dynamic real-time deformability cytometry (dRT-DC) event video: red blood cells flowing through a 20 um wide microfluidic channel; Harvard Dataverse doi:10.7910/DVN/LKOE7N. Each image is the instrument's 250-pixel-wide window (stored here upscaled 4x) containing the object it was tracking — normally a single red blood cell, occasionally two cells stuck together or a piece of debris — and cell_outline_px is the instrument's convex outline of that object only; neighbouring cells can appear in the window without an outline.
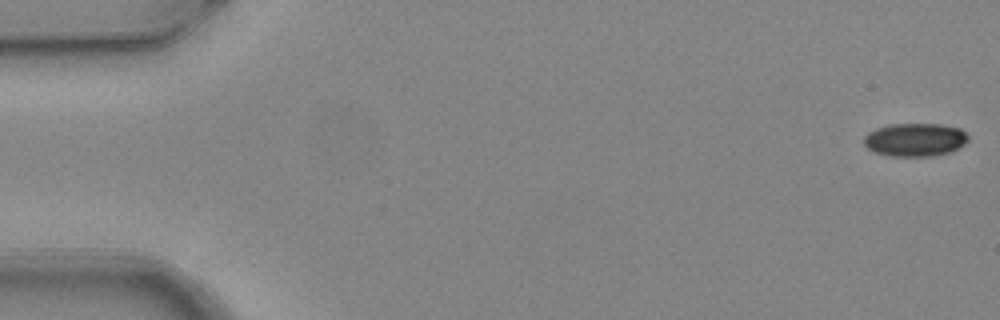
{"species": "common noctule bat (a hibernating species)", "species_latin": "Nyctalus noctula", "temperature_condition": "warm", "stored_images_in_passage": 6, "camera_frame_rate_fps": 3000, "um_per_image_px": 0.085, "animal": {"sex": "female", "body_mass_g": 24.6, "forearm_length_mm": 56.2}, "frame": {"image": 1, "passage_image": 1, "time_ms": 0.0, "image_size_px": [1000, 320], "cell_outline_px": [[968, 140], [964, 144], [948, 152], [932, 156], [892, 156], [872, 152], [864, 144], [864, 136], [868, 132], [876, 128], [888, 124], [940, 124], [960, 128], [968, 136]], "centroid_in_image_um": [77.74, 11.87], "position_along_channel_um": 7.3, "area_um2": 20.17}}
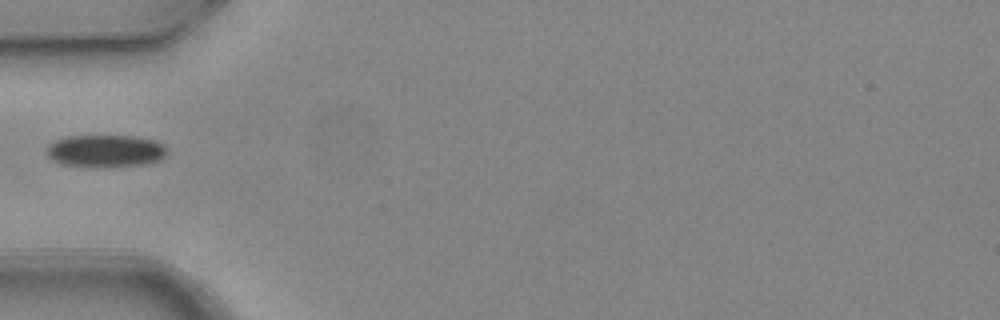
{"frame": {"image": 2, "passage_image": 5, "time_ms": 1.333, "image_size_px": [1000, 320], "cell_outline_px": [[168, 152], [160, 160], [148, 164], [112, 168], [96, 168], [60, 164], [52, 160], [48, 156], [48, 144], [56, 140], [68, 136], [132, 136], [156, 140], [164, 144], [168, 148]], "centroid_in_image_um": [9.02, 12.86], "position_along_channel_um": 76.0, "area_um2": 23.35}}
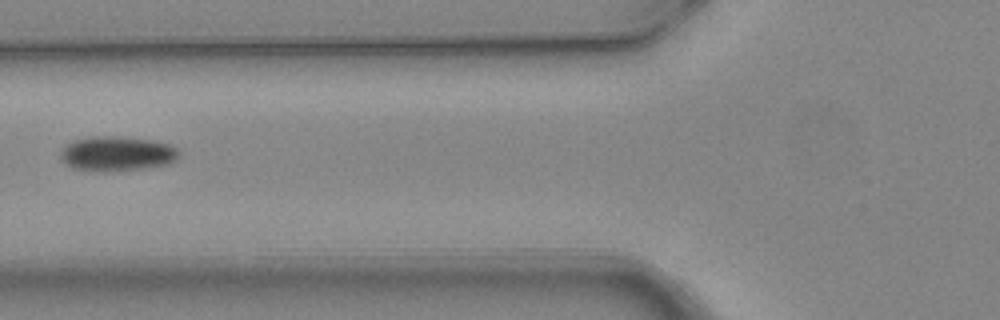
{"frame": {"image": 3, "passage_image": 6, "time_ms": 1.667, "image_size_px": [1000, 320], "cell_outline_px": [[180, 156], [176, 160], [168, 164], [140, 168], [104, 172], [100, 172], [72, 168], [64, 164], [60, 160], [60, 152], [64, 144], [76, 140], [92, 136], [116, 136], [156, 140], [168, 144], [176, 148], [180, 152]], "centroid_in_image_um": [9.91, 13.06], "position_along_channel_um": 115.9, "area_um2": 24.28}}